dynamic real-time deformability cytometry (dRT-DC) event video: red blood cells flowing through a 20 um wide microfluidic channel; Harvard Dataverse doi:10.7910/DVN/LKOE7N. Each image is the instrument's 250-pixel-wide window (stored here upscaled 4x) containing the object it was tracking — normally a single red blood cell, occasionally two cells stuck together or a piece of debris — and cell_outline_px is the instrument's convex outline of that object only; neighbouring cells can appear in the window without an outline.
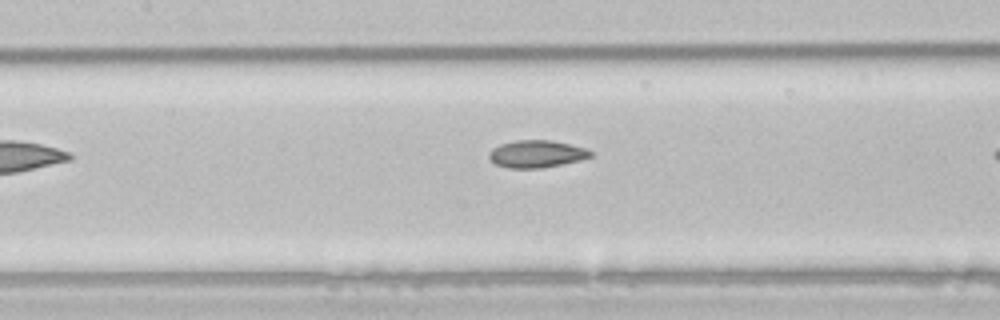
{"species": "common noctule bat (a hibernating species)", "species_latin": "Nyctalus noctula", "temperature_condition": "room temperature", "stored_images_in_passage": 7, "camera_frame_rate_fps": 3000, "um_per_image_px": 0.085, "animal": {"sex": "male", "body_mass_g": 21.5, "forearm_length_mm": 52.0}, "frame": {"image": 1, "passage_image": 6, "time_ms": 1.667, "image_size_px": [1000, 320], "cell_outline_px": [[592, 156], [580, 160], [540, 168], [508, 168], [496, 164], [488, 156], [488, 152], [492, 148], [500, 144], [516, 140], [552, 140], [588, 148], [592, 152]], "centroid_in_image_um": [45.61, 13.07], "position_along_channel_um": 161.8, "area_um2": 16.18}}